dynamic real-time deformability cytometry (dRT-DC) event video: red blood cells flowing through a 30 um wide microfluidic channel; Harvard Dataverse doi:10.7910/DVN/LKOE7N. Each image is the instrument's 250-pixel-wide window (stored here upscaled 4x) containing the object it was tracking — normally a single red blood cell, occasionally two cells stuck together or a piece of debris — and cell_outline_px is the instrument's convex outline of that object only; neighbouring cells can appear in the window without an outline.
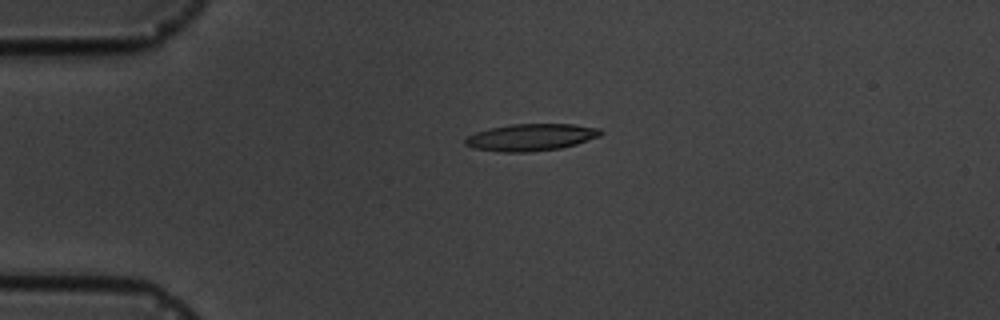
{"species": "common noctule bat (a hibernating species)", "species_latin": "Nyctalus noctula", "temperature_condition": "cold", "stored_images_in_passage": 2, "camera_frame_rate_fps": 3000, "um_per_image_px": 0.085, "animal": {"sex": "male", "body_mass_g": 19.5, "forearm_length_mm": 54.6}, "frame": {"image": 1, "passage_image": 2, "time_ms": 1.0, "image_size_px": [1000, 320], "cell_outline_px": [[604, 132], [600, 136], [576, 144], [560, 148], [528, 152], [500, 152], [476, 148], [464, 144], [464, 140], [468, 136], [476, 132], [488, 128], [512, 124], [572, 124], [600, 128]], "centroid_in_image_um": [45.14, 11.66], "position_along_channel_um": 39.9, "area_um2": 21.27}}